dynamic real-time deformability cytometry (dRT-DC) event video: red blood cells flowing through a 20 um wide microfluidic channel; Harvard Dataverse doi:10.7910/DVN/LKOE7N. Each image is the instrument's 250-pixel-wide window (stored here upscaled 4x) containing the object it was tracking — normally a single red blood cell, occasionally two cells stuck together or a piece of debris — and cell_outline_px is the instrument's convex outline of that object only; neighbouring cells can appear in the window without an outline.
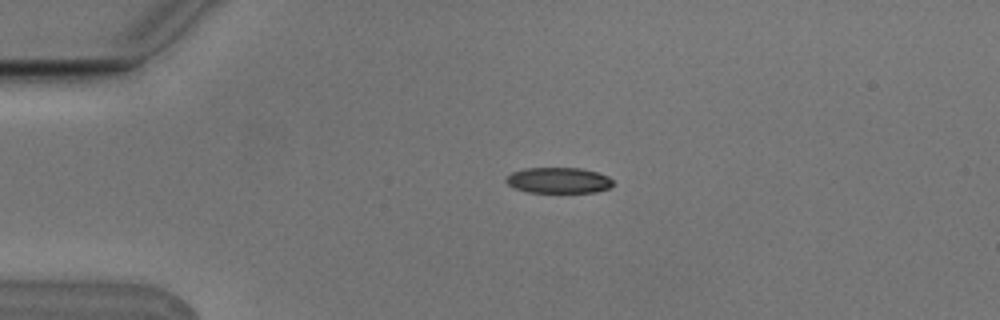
{"species": "Egyptian fruit bat (a non-hibernating species)", "species_latin": "Rousettus aegyptiacus", "temperature_condition": "cold", "stored_images_in_passage": 3, "camera_frame_rate_fps": 3000, "um_per_image_px": 0.085, "animal": {"sex": "male"}, "frame": {"image": 1, "passage_image": 2, "time_ms": 0.333, "image_size_px": [1000, 320], "cell_outline_px": [[612, 188], [596, 192], [528, 192], [516, 188], [508, 184], [504, 180], [512, 172], [524, 168], [580, 168], [596, 172], [608, 176], [612, 180]], "centroid_in_image_um": [47.49, 15.33], "position_along_channel_um": 37.5, "area_um2": 16.01}}